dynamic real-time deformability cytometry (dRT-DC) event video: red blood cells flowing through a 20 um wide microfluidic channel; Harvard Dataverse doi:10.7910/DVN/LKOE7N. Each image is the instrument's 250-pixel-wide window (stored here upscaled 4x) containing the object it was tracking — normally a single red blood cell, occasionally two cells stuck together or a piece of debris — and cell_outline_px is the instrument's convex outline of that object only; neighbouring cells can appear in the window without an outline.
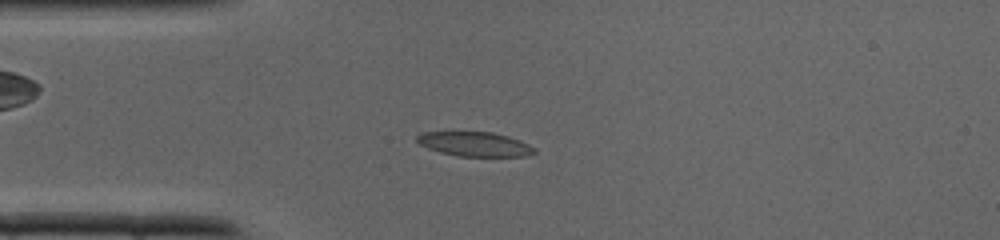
{"species": "common noctule bat (a hibernating species)", "species_latin": "Nyctalus noctula", "temperature_condition": "cold", "stored_images_in_passage": 32, "camera_frame_rate_fps": 3000, "um_per_image_px": 0.085, "animal": {"sex": "male", "body_mass_g": 19.0, "forearm_length_mm": 50.8}, "frame": {"image": 1, "passage_image": 4, "time_ms": 1.0, "image_size_px": [1000, 240], "cell_outline_px": [[536, 152], [524, 156], [460, 156], [440, 152], [428, 148], [420, 144], [416, 140], [416, 136], [420, 132], [492, 132], [508, 136], [520, 140], [536, 148]], "centroid_in_image_um": [40.35, 12.24], "position_along_channel_um": 44.7, "area_um2": 16.65}}
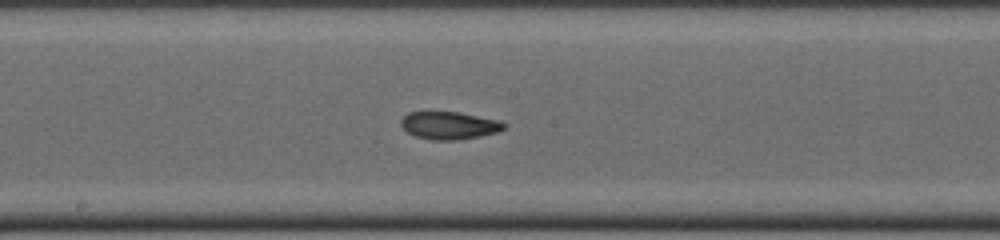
{"frame": {"image": 2, "passage_image": 14, "time_ms": 4.333, "image_size_px": [1000, 240], "cell_outline_px": [[508, 124], [504, 128], [496, 132], [480, 136], [456, 140], [432, 140], [416, 136], [408, 132], [400, 124], [400, 120], [408, 112], [460, 112], [500, 120]], "centroid_in_image_um": [38.2, 10.65], "position_along_channel_um": 210.0, "area_um2": 16.59}}
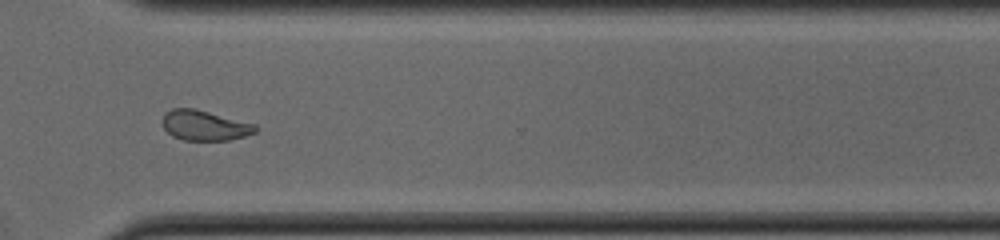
{"frame": {"image": 3, "passage_image": 22, "time_ms": 7.0, "image_size_px": [1000, 240], "cell_outline_px": [[260, 128], [256, 132], [244, 136], [228, 140], [184, 140], [172, 136], [160, 124], [160, 120], [164, 112], [172, 108], [196, 108], [256, 124]], "centroid_in_image_um": [17.36, 10.64], "position_along_channel_um": 353.2, "area_um2": 16.7}}